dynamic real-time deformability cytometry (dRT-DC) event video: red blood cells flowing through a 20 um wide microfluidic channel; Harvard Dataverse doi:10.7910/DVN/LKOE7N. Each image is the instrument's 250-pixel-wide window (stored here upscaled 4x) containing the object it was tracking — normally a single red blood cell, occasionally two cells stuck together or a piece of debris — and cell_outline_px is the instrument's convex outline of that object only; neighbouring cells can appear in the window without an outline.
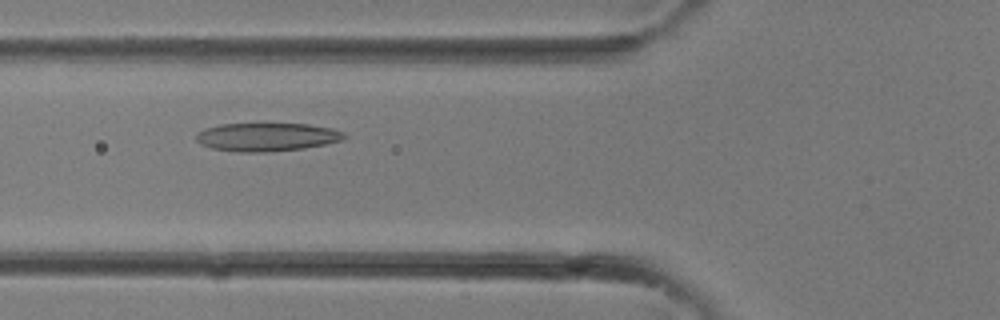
{"species": "common noctule bat (a hibernating species)", "species_latin": "Nyctalus noctula", "temperature_condition": "room temperature", "stored_images_in_passage": 32, "camera_frame_rate_fps": 3000, "um_per_image_px": 0.085, "animal": {"sex": "female"}, "frame": {"image": 1, "passage_image": 11, "time_ms": 3.333, "image_size_px": [1000, 320], "cell_outline_px": [[348, 136], [344, 140], [304, 148], [264, 152], [240, 152], [212, 148], [200, 144], [196, 140], [196, 132], [204, 128], [220, 124], [308, 124], [332, 128], [344, 132]], "centroid_in_image_um": [22.68, 11.64], "position_along_channel_um": 103.1, "area_um2": 24.51}}
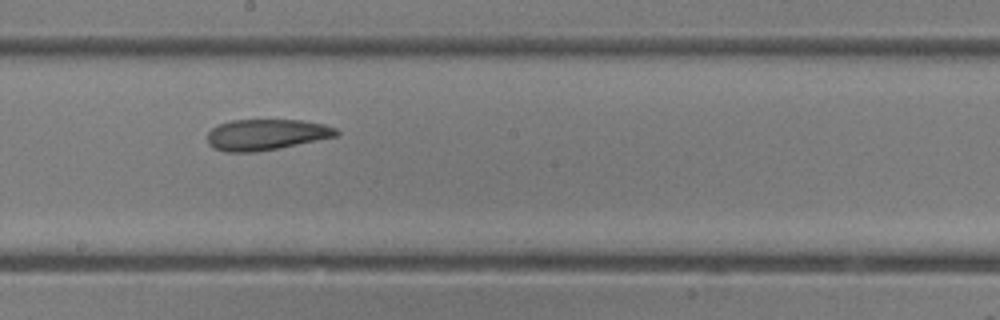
{"frame": {"image": 2, "passage_image": 17, "time_ms": 5.333, "image_size_px": [1000, 320], "cell_outline_px": [[340, 132], [336, 136], [280, 148], [256, 152], [224, 152], [212, 148], [208, 144], [208, 132], [212, 128], [220, 124], [232, 120], [300, 120], [324, 124], [336, 128]], "centroid_in_image_um": [22.61, 11.45], "position_along_channel_um": 225.6, "area_um2": 23.29}}
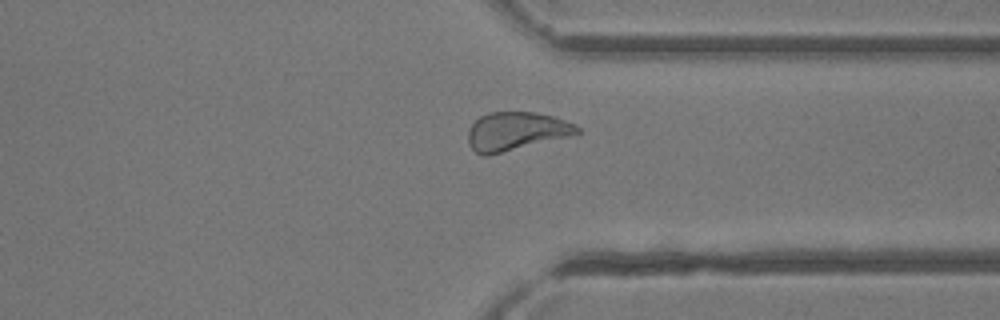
{"frame": {"image": 3, "passage_image": 24, "time_ms": 7.667, "image_size_px": [1000, 320], "cell_outline_px": [[580, 132], [568, 136], [488, 156], [480, 156], [468, 144], [468, 132], [472, 124], [480, 116], [488, 112], [536, 112], [552, 116], [576, 124], [580, 128]], "centroid_in_image_um": [43.83, 11.16], "position_along_channel_um": 367.6, "area_um2": 24.33}}